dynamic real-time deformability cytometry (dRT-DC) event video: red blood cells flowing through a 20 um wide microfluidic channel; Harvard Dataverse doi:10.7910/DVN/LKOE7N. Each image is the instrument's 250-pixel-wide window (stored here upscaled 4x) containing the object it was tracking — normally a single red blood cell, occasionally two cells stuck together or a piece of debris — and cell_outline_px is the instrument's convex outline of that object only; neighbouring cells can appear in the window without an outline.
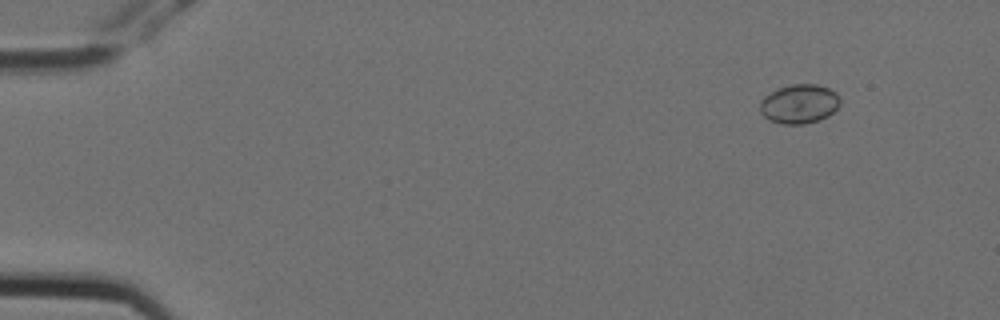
{"species": "Egyptian fruit bat (a non-hibernating species)", "species_latin": "Rousettus aegyptiacus", "temperature_condition": "cold", "stored_images_in_passage": 4, "camera_frame_rate_fps": 3000, "um_per_image_px": 0.085, "animal": {"sex": "female"}, "frame": {"image": 1, "passage_image": 1, "time_ms": 0.0, "image_size_px": [1000, 320], "cell_outline_px": [[840, 104], [828, 116], [820, 120], [804, 124], [784, 124], [768, 120], [760, 112], [760, 100], [764, 96], [776, 88], [792, 84], [816, 84], [828, 88], [836, 92], [840, 96]], "centroid_in_image_um": [67.93, 8.83], "position_along_channel_um": 17.1, "area_um2": 18.5}}
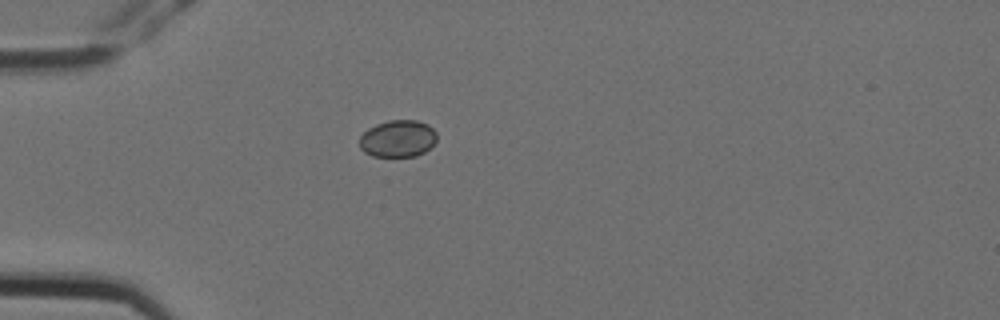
{"frame": {"image": 2, "passage_image": 4, "time_ms": 1.0, "image_size_px": [1000, 320], "cell_outline_px": [[436, 140], [424, 152], [416, 156], [372, 156], [364, 152], [360, 148], [360, 136], [368, 128], [376, 124], [388, 120], [416, 120], [428, 124], [436, 132]], "centroid_in_image_um": [33.8, 11.77], "position_along_channel_um": 51.2, "area_um2": 16.65}}